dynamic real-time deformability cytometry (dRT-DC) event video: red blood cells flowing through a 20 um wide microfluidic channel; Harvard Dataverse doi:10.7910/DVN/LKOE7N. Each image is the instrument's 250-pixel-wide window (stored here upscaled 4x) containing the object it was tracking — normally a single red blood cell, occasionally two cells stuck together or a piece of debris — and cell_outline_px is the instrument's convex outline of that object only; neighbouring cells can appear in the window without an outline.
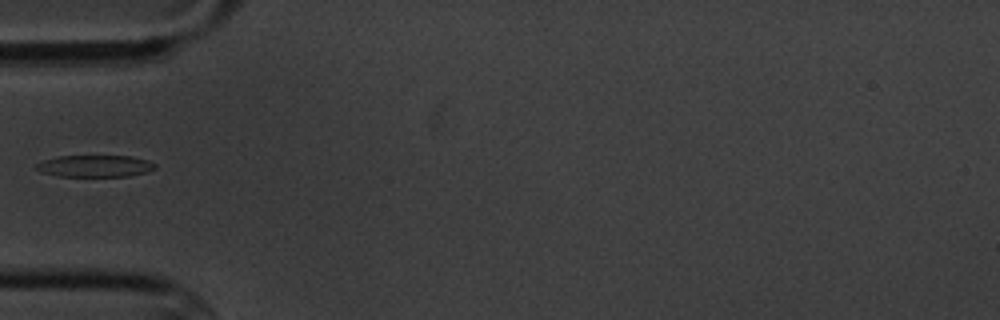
{"species": "common noctule bat (a hibernating species)", "species_latin": "Nyctalus noctula", "temperature_condition": "cold", "stored_images_in_passage": 7, "camera_frame_rate_fps": 3000, "um_per_image_px": 0.085, "animal": {"sex": "male", "body_mass_g": 20.1, "forearm_length_mm": 53.5}, "frame": {"image": 1, "passage_image": 4, "time_ms": 3.667, "image_size_px": [1000, 320], "cell_outline_px": [[156, 168], [144, 172], [128, 176], [56, 176], [40, 172], [36, 168], [36, 164], [44, 160], [56, 156], [132, 156], [148, 160], [156, 164]], "centroid_in_image_um": [8.05, 14.11], "position_along_channel_um": 76.9, "area_um2": 15.09}}
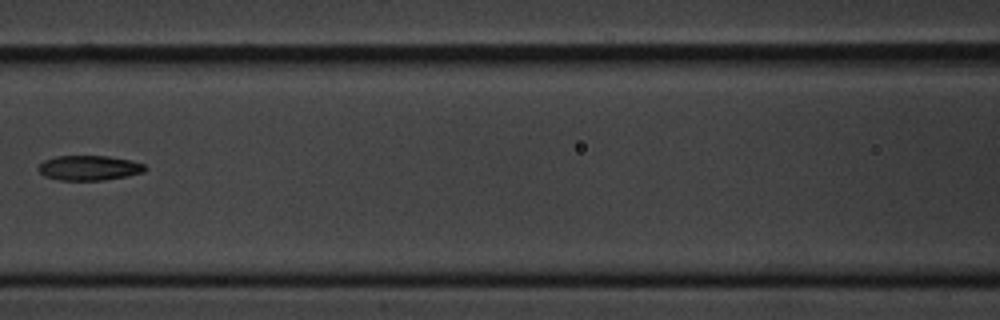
{"frame": {"image": 2, "passage_image": 6, "time_ms": 6.0, "image_size_px": [1000, 320], "cell_outline_px": [[148, 168], [144, 172], [128, 176], [104, 180], [60, 180], [44, 176], [36, 168], [44, 160], [56, 156], [108, 156], [132, 160], [144, 164]], "centroid_in_image_um": [7.6, 14.27], "position_along_channel_um": 159.0, "area_um2": 15.61}}
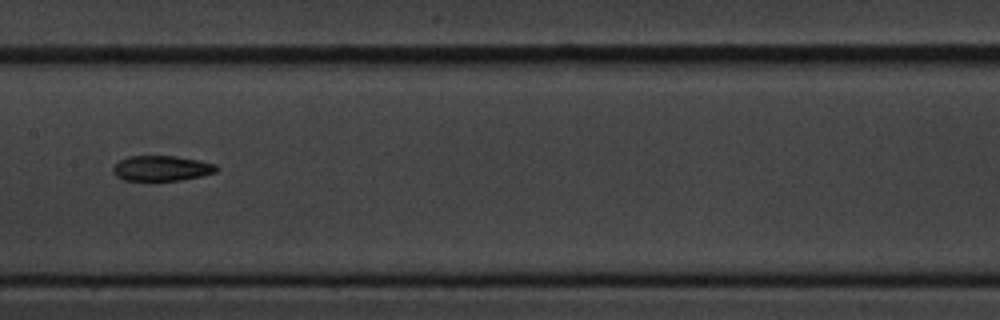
{"frame": {"image": 3, "passage_image": 7, "time_ms": 7.0, "image_size_px": [1000, 320], "cell_outline_px": [[220, 168], [216, 172], [200, 176], [180, 180], [124, 180], [116, 176], [112, 172], [112, 168], [120, 160], [128, 156], [176, 156], [200, 160], [216, 164]], "centroid_in_image_um": [13.76, 14.29], "position_along_channel_um": 193.6, "area_um2": 15.26}}